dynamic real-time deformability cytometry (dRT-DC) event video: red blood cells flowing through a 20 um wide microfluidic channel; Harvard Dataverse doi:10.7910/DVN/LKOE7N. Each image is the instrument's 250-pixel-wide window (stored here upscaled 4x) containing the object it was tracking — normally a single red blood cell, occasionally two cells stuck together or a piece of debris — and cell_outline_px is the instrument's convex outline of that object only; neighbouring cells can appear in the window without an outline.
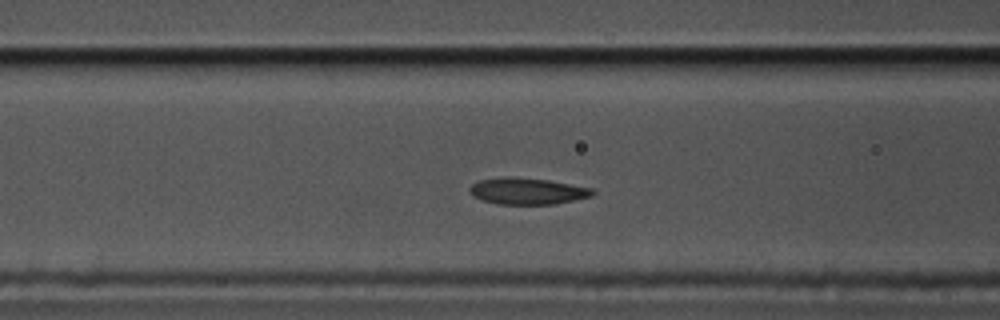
{"species": "common noctule bat (a hibernating species)", "species_latin": "Nyctalus noctula", "temperature_condition": "cold", "stored_images_in_passage": 43, "camera_frame_rate_fps": 3000, "um_per_image_px": 0.085, "animal": {"sex": "male", "body_mass_g": 17.5, "forearm_length_mm": 52.3}, "frame": {"image": 1, "passage_image": 7, "time_ms": 2.0, "image_size_px": [1000, 320], "cell_outline_px": [[596, 192], [592, 196], [552, 204], [496, 204], [480, 200], [472, 196], [468, 192], [468, 188], [472, 184], [480, 180], [504, 176], [512, 176], [548, 180], [592, 188]], "centroid_in_image_um": [44.76, 16.24], "position_along_channel_um": 121.8, "area_um2": 19.13}}
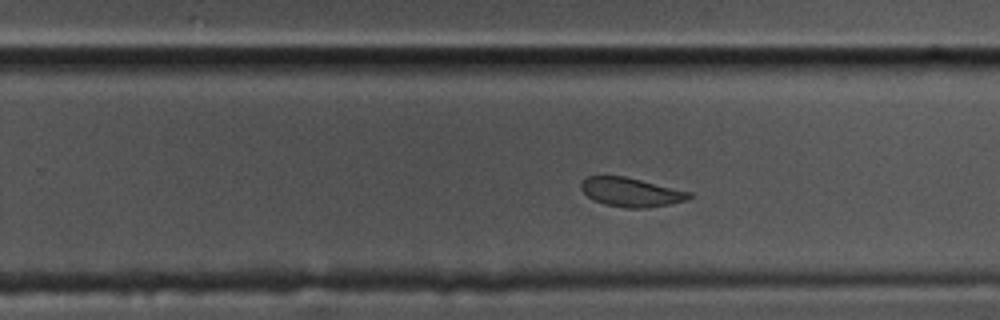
{"frame": {"image": 2, "passage_image": 21, "time_ms": 6.667, "image_size_px": [1000, 320], "cell_outline_px": [[692, 196], [688, 200], [668, 204], [644, 208], [628, 208], [604, 204], [592, 200], [580, 188], [580, 184], [588, 176], [624, 176], [692, 192]], "centroid_in_image_um": [53.64, 16.34], "position_along_channel_um": 276.2, "area_um2": 18.15}}
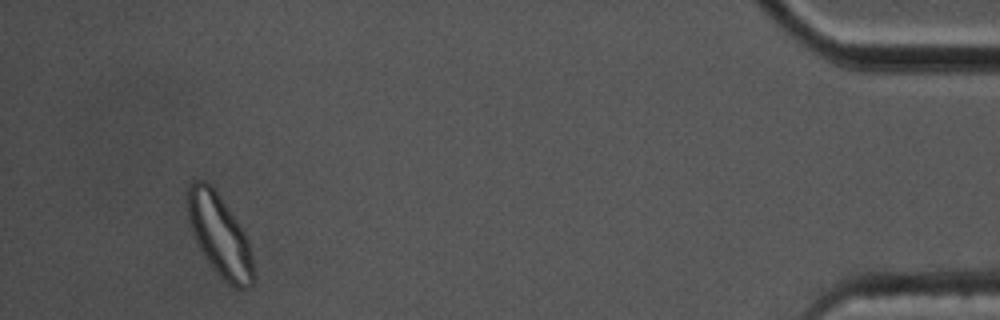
{"frame": {"image": 3, "passage_image": 40, "time_ms": 13.0, "image_size_px": [1000, 320], "cell_outline_px": [[256, 280], [248, 288], [236, 288], [228, 284], [216, 272], [204, 256], [196, 240], [188, 220], [188, 184], [192, 180], [204, 180], [216, 192], [228, 208], [244, 232], [248, 240], [252, 256], [256, 276]], "centroid_in_image_um": [18.69, 20.05], "position_along_channel_um": 416.5, "area_um2": 31.1}, "authors_computed_cell_mechanics": {"area_um2": 19.0162, "velocity_mm_per_s": 3.3189, "shape_relaxation_time_tau1_ms": 2.9355, "shape_relaxation_time_tau2_ms": 2.8155, "deformation_change_tau1": 0.1028, "deformation_change_tau2": 0.0789}}